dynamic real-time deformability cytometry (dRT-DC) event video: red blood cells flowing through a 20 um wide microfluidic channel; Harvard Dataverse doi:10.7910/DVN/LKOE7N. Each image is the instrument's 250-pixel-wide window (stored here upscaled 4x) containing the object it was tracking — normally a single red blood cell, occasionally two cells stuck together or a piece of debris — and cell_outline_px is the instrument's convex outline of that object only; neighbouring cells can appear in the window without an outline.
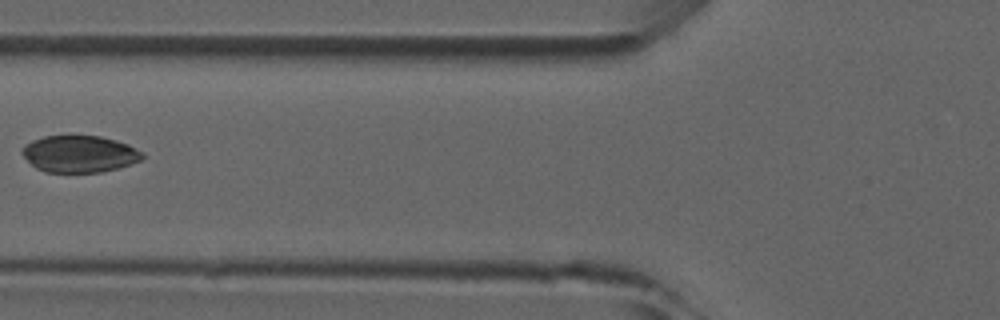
{"species": "common noctule bat (a hibernating species)", "species_latin": "Nyctalus noctula", "temperature_condition": "room temperature", "stored_images_in_passage": 6, "camera_frame_rate_fps": 3000, "um_per_image_px": 0.085, "animal": {"sex": "male", "forearm_length_mm": 52.5}, "frame": {"image": 1, "passage_image": 5, "time_ms": 5.333, "image_size_px": [1000, 320], "cell_outline_px": [[144, 156], [140, 160], [116, 168], [100, 172], [44, 172], [36, 168], [20, 152], [32, 140], [44, 136], [68, 132], [100, 136], [116, 140], [128, 144], [144, 152]], "centroid_in_image_um": [6.74, 13.03], "position_along_channel_um": 119.1, "area_um2": 26.36}}
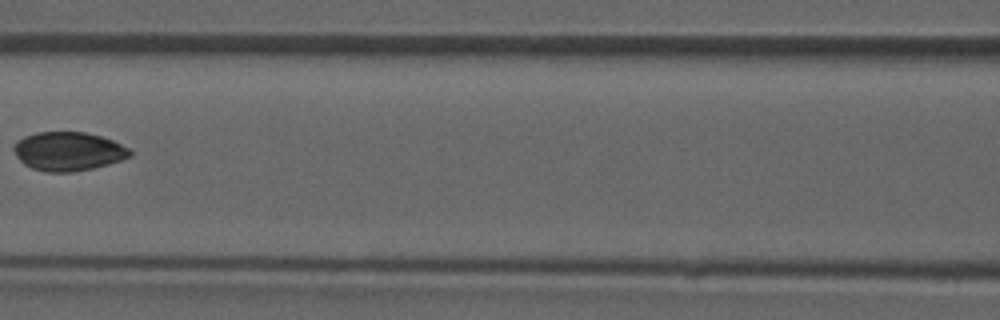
{"frame": {"image": 2, "passage_image": 6, "time_ms": 6.333, "image_size_px": [1000, 320], "cell_outline_px": [[132, 156], [108, 164], [92, 168], [72, 172], [44, 172], [32, 168], [24, 164], [16, 156], [12, 148], [16, 140], [24, 136], [36, 132], [84, 132], [100, 136], [112, 140], [128, 148], [132, 152]], "centroid_in_image_um": [5.76, 12.86], "position_along_channel_um": 160.8, "area_um2": 26.3}}